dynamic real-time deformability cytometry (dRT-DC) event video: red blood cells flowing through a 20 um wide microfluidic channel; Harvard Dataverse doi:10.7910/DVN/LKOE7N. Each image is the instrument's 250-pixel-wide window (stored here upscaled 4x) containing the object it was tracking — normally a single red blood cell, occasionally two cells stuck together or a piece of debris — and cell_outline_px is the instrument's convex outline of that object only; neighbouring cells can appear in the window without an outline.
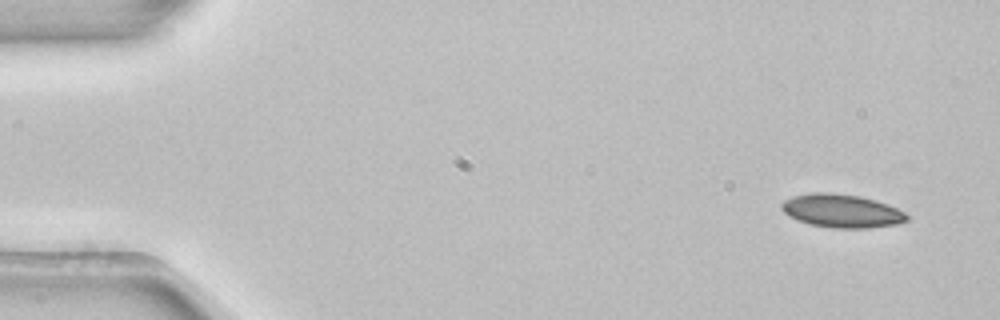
{"species": "common noctule bat (a hibernating species)", "species_latin": "Nyctalus noctula", "temperature_condition": "room temperature", "stored_images_in_passage": 3, "camera_frame_rate_fps": 3000, "um_per_image_px": 0.085, "animal": {"sex": "female", "body_mass_g": 22.7, "forearm_length_mm": 54.2}, "frame": {"image": 1, "passage_image": 1, "time_ms": 0.0, "image_size_px": [1000, 320], "cell_outline_px": [[912, 216], [908, 220], [896, 224], [868, 228], [836, 228], [812, 224], [788, 216], [780, 208], [780, 204], [784, 200], [792, 196], [812, 192], [832, 192], [860, 196], [876, 200], [888, 204]], "centroid_in_image_um": [71.56, 17.91], "position_along_channel_um": 13.4, "area_um2": 24.45}}